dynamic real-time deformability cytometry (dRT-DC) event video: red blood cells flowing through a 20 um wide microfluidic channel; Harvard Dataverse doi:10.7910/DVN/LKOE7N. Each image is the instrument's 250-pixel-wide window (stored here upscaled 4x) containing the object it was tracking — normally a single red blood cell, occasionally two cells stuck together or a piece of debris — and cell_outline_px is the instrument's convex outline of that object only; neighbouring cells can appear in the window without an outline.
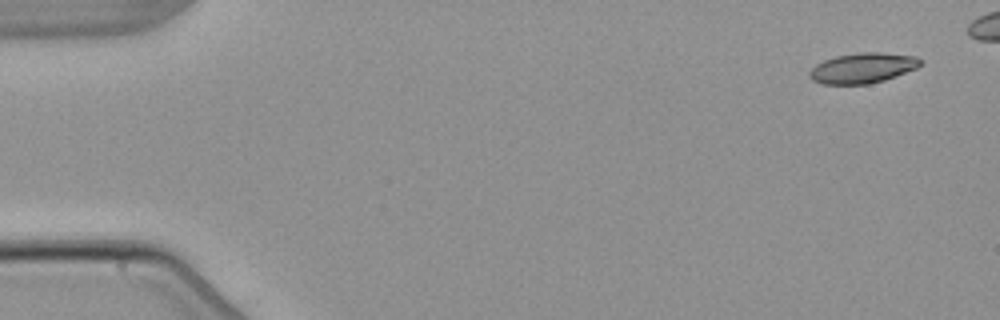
{"species": "common noctule bat (a hibernating species)", "species_latin": "Nyctalus noctula", "temperature_condition": "warm", "stored_images_in_passage": 5, "camera_frame_rate_fps": 3000, "um_per_image_px": 0.085, "animal": {"sex": "male", "body_mass_g": 21.5, "forearm_length_mm": 52.0}, "frame": {"image": 1, "passage_image": 1, "time_ms": 0.0, "image_size_px": [1000, 320], "cell_outline_px": [[924, 60], [916, 68], [896, 76], [884, 80], [868, 84], [820, 84], [812, 80], [808, 76], [808, 72], [816, 64], [824, 60], [836, 56], [860, 52], [880, 52], [916, 56]], "centroid_in_image_um": [73.31, 5.78], "position_along_channel_um": 11.7, "area_um2": 19.65}}